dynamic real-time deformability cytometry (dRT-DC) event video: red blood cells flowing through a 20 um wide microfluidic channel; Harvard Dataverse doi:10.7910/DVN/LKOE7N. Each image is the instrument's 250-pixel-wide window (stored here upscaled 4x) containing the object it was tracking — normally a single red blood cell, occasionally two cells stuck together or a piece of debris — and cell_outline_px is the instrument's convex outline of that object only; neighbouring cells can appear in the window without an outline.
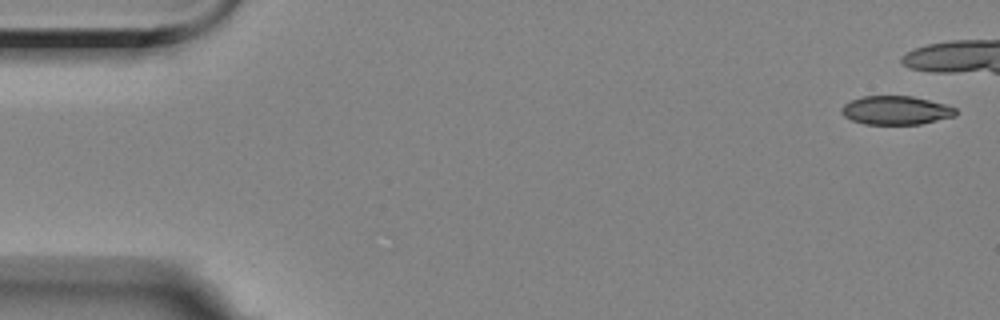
{"species": "Egyptian fruit bat (a non-hibernating species)", "species_latin": "Rousettus aegyptiacus", "temperature_condition": "room temperature", "stored_images_in_passage": 7, "camera_frame_rate_fps": 3000, "um_per_image_px": 0.085, "animal": {"sex": "female"}, "frame": {"image": 1, "passage_image": 1, "time_ms": 0.0, "image_size_px": [1000, 320], "cell_outline_px": [[956, 116], [920, 124], [864, 124], [852, 120], [844, 116], [840, 112], [840, 108], [844, 104], [852, 100], [864, 96], [912, 96], [944, 104], [956, 108]], "centroid_in_image_um": [76.13, 9.38], "position_along_channel_um": 8.9, "area_um2": 19.02}}